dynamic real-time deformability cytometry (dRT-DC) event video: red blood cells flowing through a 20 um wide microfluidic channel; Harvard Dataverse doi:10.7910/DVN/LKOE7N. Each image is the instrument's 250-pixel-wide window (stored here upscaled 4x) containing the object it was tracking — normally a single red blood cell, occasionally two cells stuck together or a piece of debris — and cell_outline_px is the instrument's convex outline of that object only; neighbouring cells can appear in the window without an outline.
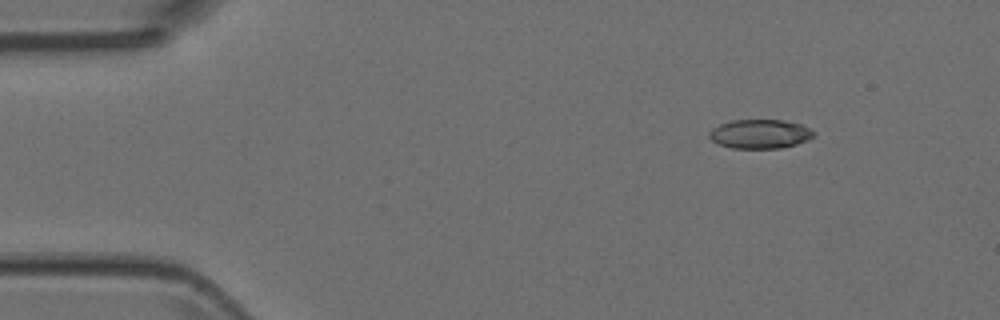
{"species": "Egyptian fruit bat (a non-hibernating species)", "species_latin": "Rousettus aegyptiacus", "temperature_condition": "room temperature", "stored_images_in_passage": 7, "camera_frame_rate_fps": 3000, "um_per_image_px": 0.085, "animal": {"sex": "female"}, "frame": {"image": 1, "passage_image": 1, "time_ms": 0.0, "image_size_px": [1000, 320], "cell_outline_px": [[816, 136], [808, 140], [796, 144], [780, 148], [732, 148], [716, 144], [708, 136], [708, 132], [712, 128], [720, 124], [732, 120], [780, 120], [800, 124], [816, 132]], "centroid_in_image_um": [64.58, 11.39], "position_along_channel_um": 20.4, "area_um2": 17.8}}
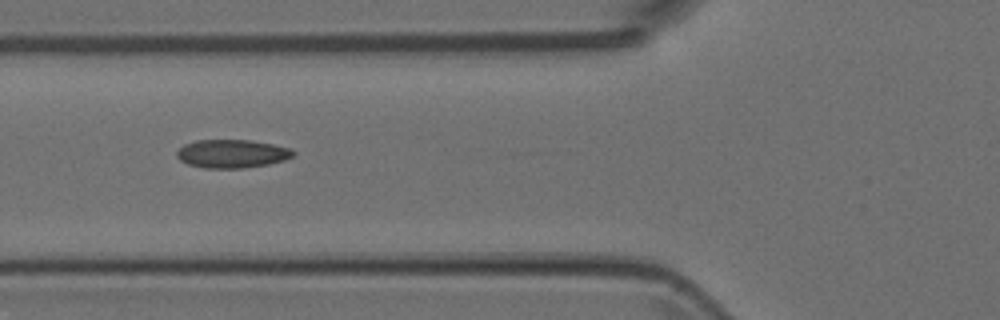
{"frame": {"image": 2, "passage_image": 5, "time_ms": 1.333, "image_size_px": [1000, 320], "cell_outline_px": [[296, 152], [292, 156], [284, 160], [268, 164], [244, 168], [204, 168], [188, 164], [180, 160], [176, 156], [176, 152], [184, 144], [196, 140], [252, 140], [292, 148]], "centroid_in_image_um": [19.72, 13.06], "position_along_channel_um": 106.1, "area_um2": 19.31}}
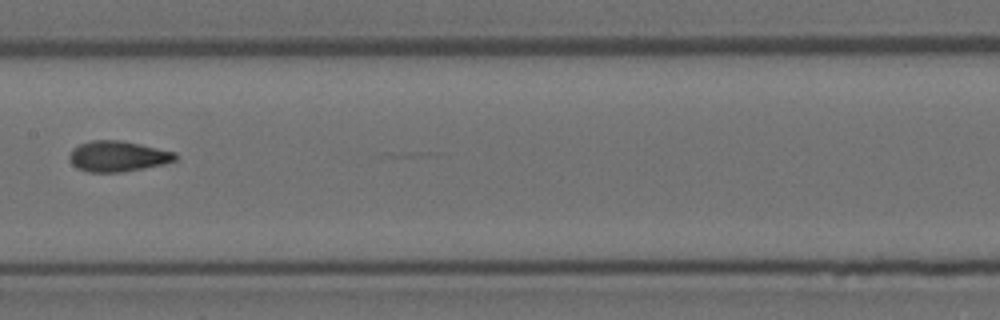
{"frame": {"image": 3, "passage_image": 7, "time_ms": 2.0, "image_size_px": [1000, 320], "cell_outline_px": [[176, 160], [160, 164], [120, 172], [88, 172], [76, 168], [72, 164], [68, 156], [72, 148], [80, 144], [92, 140], [120, 140], [140, 144], [176, 152]], "centroid_in_image_um": [9.95, 13.27], "position_along_channel_um": 197.4, "area_um2": 18.73}}